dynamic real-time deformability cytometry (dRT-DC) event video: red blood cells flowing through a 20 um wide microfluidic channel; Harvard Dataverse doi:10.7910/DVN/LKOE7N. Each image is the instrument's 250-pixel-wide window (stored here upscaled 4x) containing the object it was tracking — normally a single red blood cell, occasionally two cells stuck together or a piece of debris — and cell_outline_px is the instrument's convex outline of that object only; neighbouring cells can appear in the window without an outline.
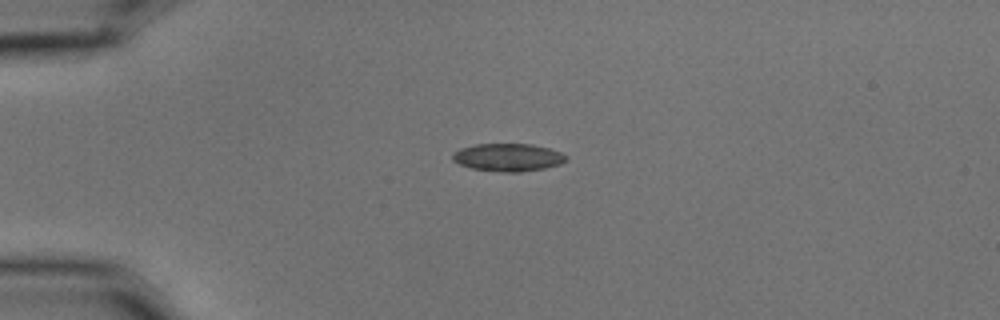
{"species": "common noctule bat (a hibernating species)", "species_latin": "Nyctalus noctula", "temperature_condition": "cold", "stored_images_in_passage": 2, "camera_frame_rate_fps": 3000, "um_per_image_px": 0.085, "animal": {"sex": "male", "body_mass_g": 15.6}, "frame": {"image": 1, "passage_image": 1, "time_ms": 0.0, "image_size_px": [1000, 320], "cell_outline_px": [[568, 160], [560, 164], [544, 168], [520, 172], [504, 172], [472, 168], [460, 164], [452, 160], [452, 152], [460, 148], [476, 144], [532, 144], [548, 148], [560, 152], [568, 156]], "centroid_in_image_um": [43.18, 13.37], "position_along_channel_um": 41.8, "area_um2": 18.38}}